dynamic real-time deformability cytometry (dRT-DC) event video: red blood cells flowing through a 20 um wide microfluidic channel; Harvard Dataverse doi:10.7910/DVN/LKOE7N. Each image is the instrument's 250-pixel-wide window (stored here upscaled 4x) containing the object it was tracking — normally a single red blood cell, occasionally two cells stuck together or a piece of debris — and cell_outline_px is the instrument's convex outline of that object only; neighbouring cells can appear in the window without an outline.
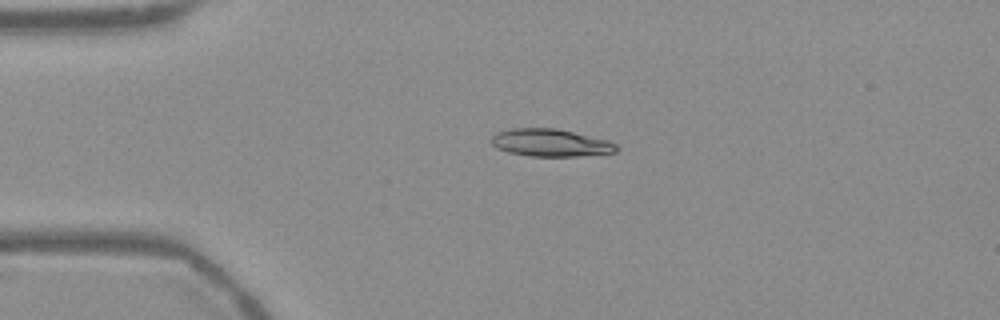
{"species": "Egyptian fruit bat (a non-hibernating species)", "species_latin": "Rousettus aegyptiacus", "temperature_condition": "warm", "stored_images_in_passage": 54, "camera_frame_rate_fps": 3000, "um_per_image_px": 0.085, "frame": {"image": 1, "passage_image": 12, "time_ms": 3.667, "image_size_px": [1000, 320], "cell_outline_px": [[620, 148], [616, 152], [576, 156], [528, 156], [508, 152], [496, 148], [488, 140], [496, 132], [512, 128], [556, 128], [608, 140], [616, 144]], "centroid_in_image_um": [46.76, 12.13], "position_along_channel_um": 38.2, "area_um2": 20.17}}
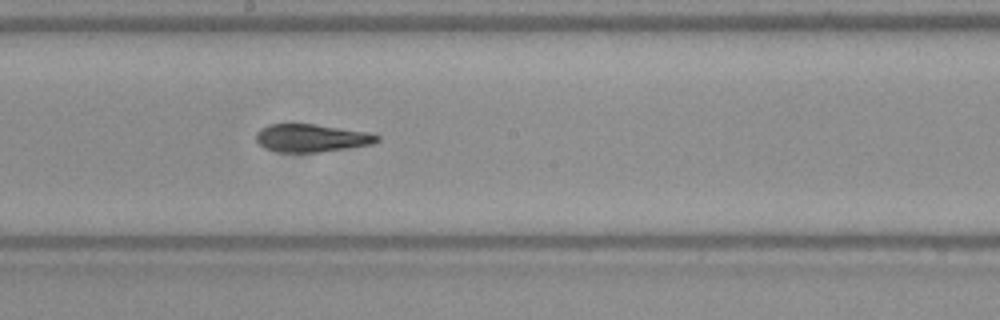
{"frame": {"image": 2, "passage_image": 29, "time_ms": 9.333, "image_size_px": [1000, 320], "cell_outline_px": [[380, 140], [372, 144], [348, 148], [320, 152], [276, 152], [264, 148], [256, 140], [256, 132], [260, 128], [268, 124], [316, 124], [372, 132], [380, 136]], "centroid_in_image_um": [26.5, 11.72], "position_along_channel_um": 221.7, "area_um2": 19.94}}
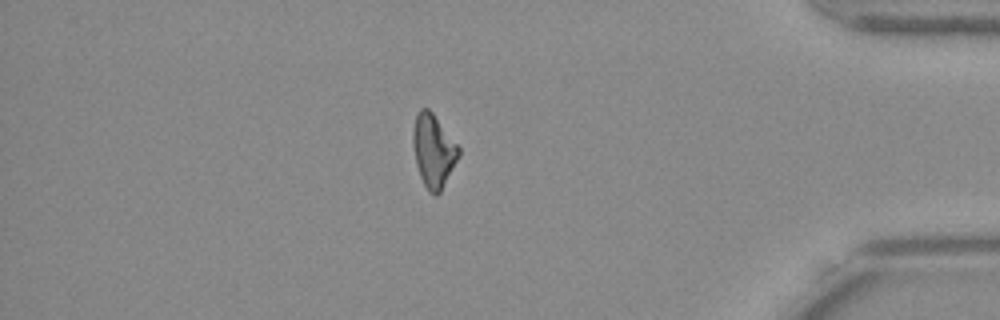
{"frame": {"image": 3, "passage_image": 46, "time_ms": 15.0, "image_size_px": [1000, 320], "cell_outline_px": [[460, 156], [440, 192], [436, 196], [428, 192], [420, 176], [416, 164], [412, 144], [412, 128], [416, 116], [420, 108], [428, 108], [432, 112], [460, 148]], "centroid_in_image_um": [36.83, 12.82], "position_along_channel_um": 398.4, "area_um2": 19.48}, "authors_computed_cell_mechanics": {"area_um2": 19.7676, "velocity_mm_per_s": 3.7697, "shape_relaxation_time_tau1_ms": null, "shape_relaxation_time_tau2_ms": 5.0365, "deformation_change_tau1": null, "deformation_change_tau2": 0.1342}}